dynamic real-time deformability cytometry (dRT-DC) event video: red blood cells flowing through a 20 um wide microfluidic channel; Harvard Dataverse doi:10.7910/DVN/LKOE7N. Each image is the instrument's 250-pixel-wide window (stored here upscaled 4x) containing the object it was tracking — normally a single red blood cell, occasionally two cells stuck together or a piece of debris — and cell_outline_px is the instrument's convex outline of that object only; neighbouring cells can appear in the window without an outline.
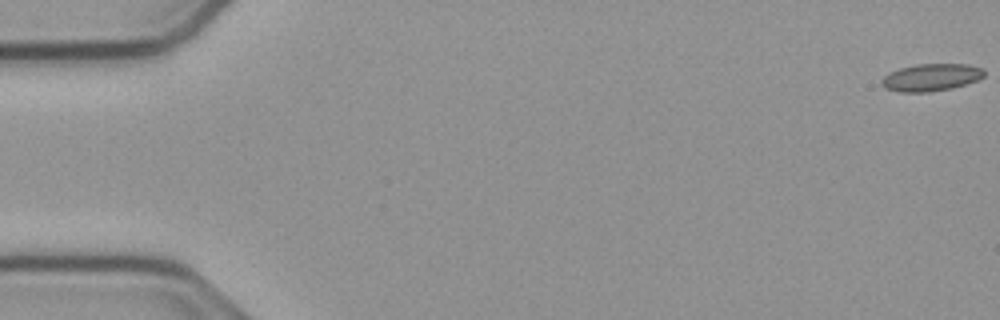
{"species": "common noctule bat (a hibernating species)", "species_latin": "Nyctalus noctula", "temperature_condition": "cold", "stored_images_in_passage": 1, "camera_frame_rate_fps": 3000, "um_per_image_px": 0.085, "animal": {"sex": "male", "body_mass_g": 23.1, "forearm_length_mm": 52.7}, "frame": {"image": 1, "passage_image": 1, "time_ms": 0.0, "image_size_px": [1000, 320], "cell_outline_px": [[984, 76], [976, 80], [952, 88], [928, 92], [900, 92], [884, 88], [880, 84], [880, 80], [888, 72], [900, 68], [916, 64], [968, 64], [980, 68], [984, 72]], "centroid_in_image_um": [79.07, 6.58], "position_along_channel_um": 5.9, "area_um2": 16.3}}